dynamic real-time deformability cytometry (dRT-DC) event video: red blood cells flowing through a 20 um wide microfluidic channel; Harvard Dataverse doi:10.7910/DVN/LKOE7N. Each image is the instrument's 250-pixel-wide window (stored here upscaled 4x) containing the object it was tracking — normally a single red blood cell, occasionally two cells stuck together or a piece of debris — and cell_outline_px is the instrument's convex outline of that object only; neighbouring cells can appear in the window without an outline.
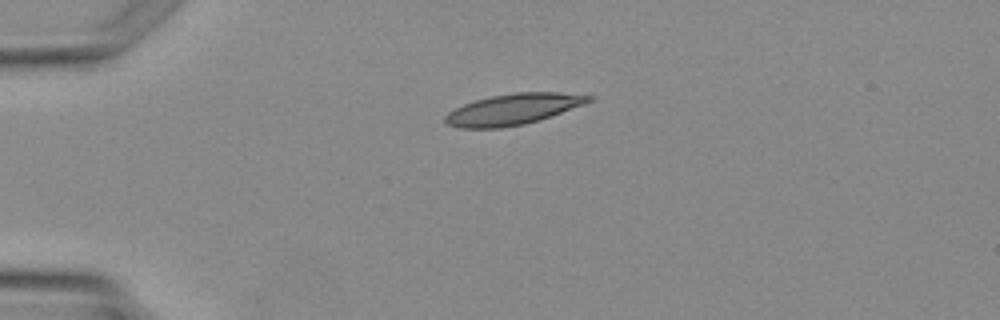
{"species": "Egyptian fruit bat (a non-hibernating species)", "species_latin": "Rousettus aegyptiacus", "temperature_condition": "warm", "stored_images_in_passage": 2, "camera_frame_rate_fps": 3000, "um_per_image_px": 0.085, "animal": {"sex": "female"}, "frame": {"image": 1, "passage_image": 1, "time_ms": 0.0, "image_size_px": [1000, 320], "cell_outline_px": [[596, 100], [540, 120], [524, 124], [500, 128], [460, 128], [448, 124], [444, 120], [444, 116], [448, 112], [464, 104], [476, 100], [492, 96], [516, 92], [560, 92], [596, 96]], "centroid_in_image_um": [43.67, 9.28], "position_along_channel_um": 41.3, "area_um2": 25.95}}
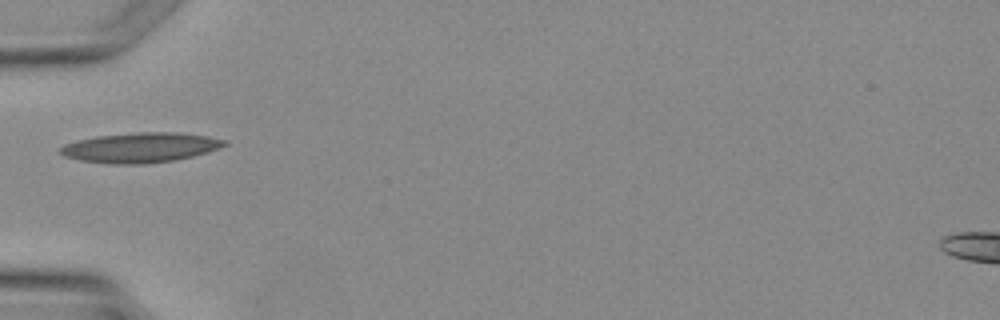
{"frame": {"image": 2, "passage_image": 2, "time_ms": 1.333, "image_size_px": [1000, 320], "cell_outline_px": [[228, 144], [220, 148], [208, 152], [192, 156], [172, 160], [144, 164], [112, 164], [80, 160], [64, 156], [60, 152], [60, 148], [64, 144], [76, 140], [96, 136], [140, 132], [180, 132], [208, 136], [228, 140]], "centroid_in_image_um": [11.96, 12.53], "position_along_channel_um": 73.0, "area_um2": 28.67}}